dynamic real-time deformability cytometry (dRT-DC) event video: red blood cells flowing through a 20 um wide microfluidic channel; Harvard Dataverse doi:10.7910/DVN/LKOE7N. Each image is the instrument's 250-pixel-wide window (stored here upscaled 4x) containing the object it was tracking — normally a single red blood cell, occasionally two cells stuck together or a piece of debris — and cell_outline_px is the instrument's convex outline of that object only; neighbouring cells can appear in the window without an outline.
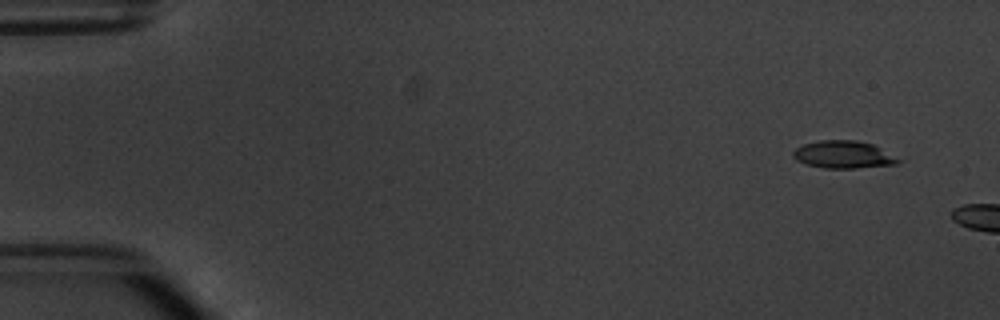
{"species": "common noctule bat (a hibernating species)", "species_latin": "Nyctalus noctula", "temperature_condition": "warm", "stored_images_in_passage": 2, "camera_frame_rate_fps": 3000, "um_per_image_px": 0.085, "animal": {"sex": "male", "body_mass_g": 20.1, "forearm_length_mm": 53.5}, "frame": {"image": 1, "passage_image": 1, "time_ms": 0.0, "image_size_px": [1000, 320], "cell_outline_px": [[904, 160], [896, 164], [856, 168], [824, 168], [804, 164], [796, 160], [792, 156], [792, 152], [796, 148], [804, 144], [820, 140], [856, 140], [872, 144]], "centroid_in_image_um": [71.68, 13.14], "position_along_channel_um": 13.3, "area_um2": 16.94}}